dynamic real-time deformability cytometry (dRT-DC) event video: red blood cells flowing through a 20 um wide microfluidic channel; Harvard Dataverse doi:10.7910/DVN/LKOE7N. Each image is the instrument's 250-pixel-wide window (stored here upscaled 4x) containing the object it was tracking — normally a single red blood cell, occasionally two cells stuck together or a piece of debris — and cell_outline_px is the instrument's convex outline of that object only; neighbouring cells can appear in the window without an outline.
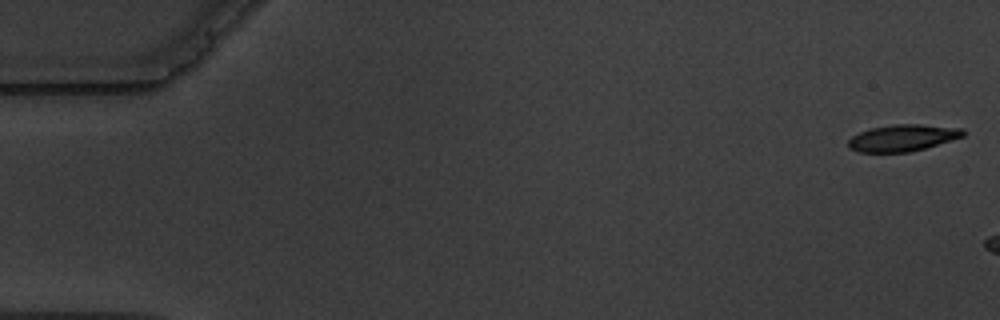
{"species": "common noctule bat (a hibernating species)", "species_latin": "Nyctalus noctula", "temperature_condition": "warm", "stored_images_in_passage": 3, "camera_frame_rate_fps": 3000, "um_per_image_px": 0.085, "animal": {"sex": "male", "body_mass_g": 19.5, "forearm_length_mm": 54.6}, "frame": {"image": 1, "passage_image": 1, "time_ms": 0.0, "image_size_px": [1000, 320], "cell_outline_px": [[964, 136], [924, 148], [908, 152], [860, 152], [848, 148], [848, 140], [852, 136], [868, 128], [892, 124], [920, 124], [964, 128]], "centroid_in_image_um": [76.7, 11.71], "position_along_channel_um": 8.3, "area_um2": 17.86}}